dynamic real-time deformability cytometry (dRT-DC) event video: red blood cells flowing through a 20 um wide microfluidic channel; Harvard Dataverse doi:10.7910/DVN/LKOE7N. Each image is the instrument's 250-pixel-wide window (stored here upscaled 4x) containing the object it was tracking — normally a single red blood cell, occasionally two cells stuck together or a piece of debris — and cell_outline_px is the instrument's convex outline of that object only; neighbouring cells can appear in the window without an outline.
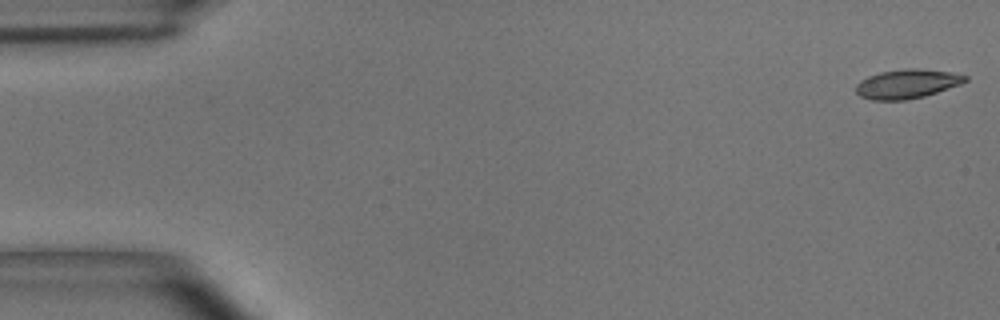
{"species": "common noctule bat (a hibernating species)", "species_latin": "Nyctalus noctula", "temperature_condition": "room temperature", "stored_images_in_passage": 54, "camera_frame_rate_fps": 3000, "um_per_image_px": 0.085, "animal": {"sex": "male", "body_mass_g": 15.6}, "frame": {"image": 1, "passage_image": 1, "time_ms": 0.0, "image_size_px": [1000, 320], "cell_outline_px": [[968, 80], [960, 84], [924, 96], [904, 100], [872, 100], [860, 96], [856, 92], [856, 84], [860, 80], [868, 76], [880, 72], [904, 68], [920, 68], [952, 72], [968, 76]], "centroid_in_image_um": [77.09, 7.11], "position_along_channel_um": 7.9, "area_um2": 18.61}}
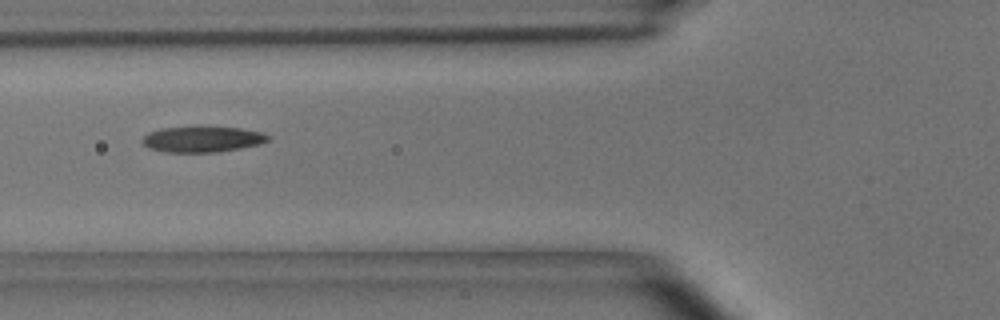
{"frame": {"image": 2, "passage_image": 20, "time_ms": 6.333, "image_size_px": [1000, 320], "cell_outline_px": [[272, 140], [260, 144], [240, 148], [216, 152], [168, 152], [148, 148], [140, 140], [148, 132], [160, 128], [240, 128], [264, 132], [272, 136]], "centroid_in_image_um": [17.25, 11.85], "position_along_channel_um": 108.6, "area_um2": 18.73}}
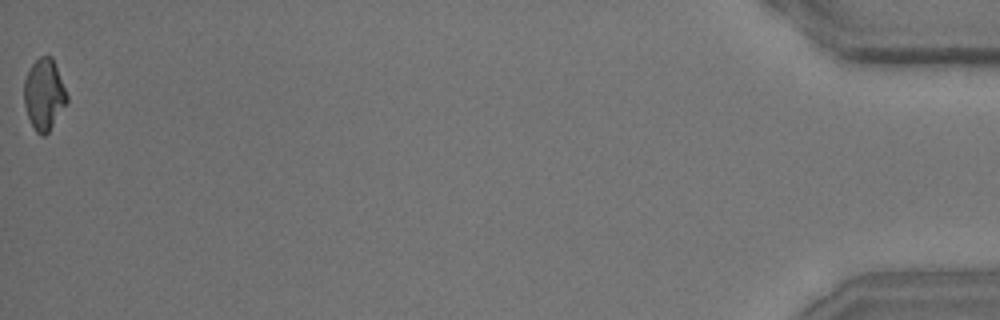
{"frame": {"image": 3, "passage_image": 54, "time_ms": 17.667, "image_size_px": [1000, 320], "cell_outline_px": [[68, 100], [48, 132], [44, 136], [40, 136], [36, 132], [28, 116], [24, 104], [24, 80], [32, 64], [40, 56], [52, 56], [56, 64], [68, 96]], "centroid_in_image_um": [3.75, 8.01], "position_along_channel_um": 431.5, "area_um2": 17.63}, "authors_computed_cell_mechanics": {"area_um2": 18.7272, "velocity_mm_per_s": 3.687, "shape_relaxation_time_tau1_ms": 4.438, "shape_relaxation_time_tau2_ms": 2.971, "deformation_change_tau1": 0.1539, "deformation_change_tau2": 0.0981}}